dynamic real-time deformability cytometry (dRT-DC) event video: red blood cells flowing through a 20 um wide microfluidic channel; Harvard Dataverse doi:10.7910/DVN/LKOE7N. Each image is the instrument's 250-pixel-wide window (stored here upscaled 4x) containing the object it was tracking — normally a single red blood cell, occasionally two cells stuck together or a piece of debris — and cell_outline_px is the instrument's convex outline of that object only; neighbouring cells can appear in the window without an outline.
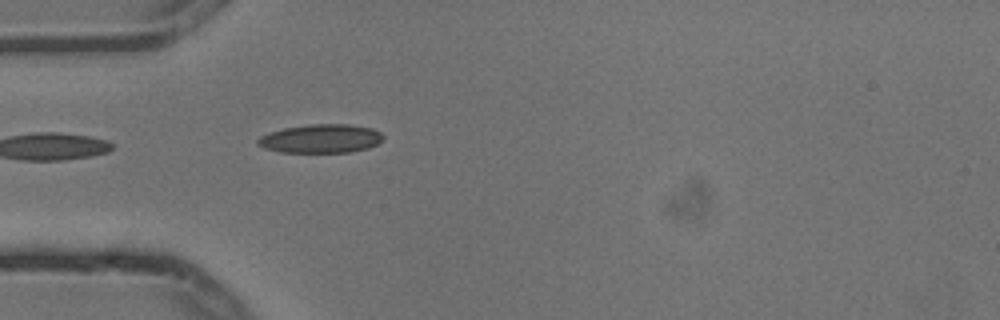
{"species": "common noctule bat (a hibernating species)", "species_latin": "Nyctalus noctula", "temperature_condition": "cold", "stored_images_in_passage": 2, "camera_frame_rate_fps": 3000, "um_per_image_px": 0.085, "animal": {"sex": "male", "body_mass_g": 13.3}, "frame": {"image": 1, "passage_image": 2, "time_ms": 0.333, "image_size_px": [1000, 320], "cell_outline_px": [[384, 140], [368, 148], [348, 152], [280, 152], [264, 148], [256, 144], [256, 140], [260, 136], [284, 128], [308, 124], [348, 124], [372, 128], [380, 132], [384, 136]], "centroid_in_image_um": [27.28, 11.78], "position_along_channel_um": 57.7, "area_um2": 20.98}}